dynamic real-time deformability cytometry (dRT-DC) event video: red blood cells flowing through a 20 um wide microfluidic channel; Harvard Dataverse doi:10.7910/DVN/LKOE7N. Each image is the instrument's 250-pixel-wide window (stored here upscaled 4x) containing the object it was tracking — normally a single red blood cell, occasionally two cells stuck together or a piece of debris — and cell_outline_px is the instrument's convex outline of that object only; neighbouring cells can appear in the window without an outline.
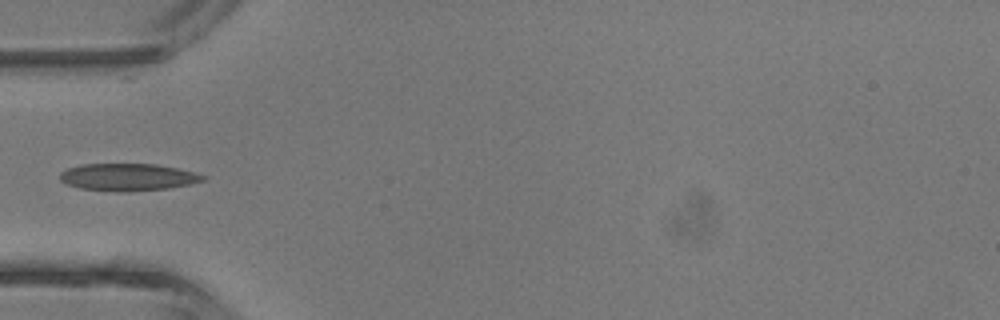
{"species": "common noctule bat (a hibernating species)", "species_latin": "Nyctalus noctula", "temperature_condition": "room temperature", "stored_images_in_passage": 5, "camera_frame_rate_fps": 3000, "um_per_image_px": 0.085, "animal": {"sex": "male", "body_mass_g": 13.3}, "frame": {"image": 1, "passage_image": 5, "time_ms": 4.667, "image_size_px": [1000, 320], "cell_outline_px": [[208, 176], [204, 180], [192, 184], [168, 188], [124, 192], [120, 192], [80, 188], [64, 184], [60, 180], [60, 172], [68, 168], [80, 164], [156, 164], [176, 168]], "centroid_in_image_um": [10.85, 15.06], "position_along_channel_um": 74.2, "area_um2": 22.77}}